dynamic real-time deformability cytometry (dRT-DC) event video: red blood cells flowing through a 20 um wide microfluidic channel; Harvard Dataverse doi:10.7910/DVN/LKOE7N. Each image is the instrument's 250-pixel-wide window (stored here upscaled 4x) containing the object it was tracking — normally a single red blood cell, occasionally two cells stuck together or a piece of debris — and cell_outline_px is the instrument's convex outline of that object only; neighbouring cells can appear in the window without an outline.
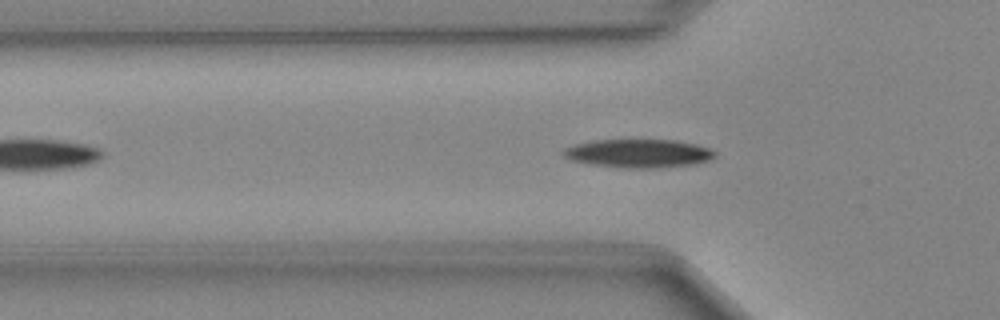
{"species": "Egyptian fruit bat (a non-hibernating species)", "species_latin": "Rousettus aegyptiacus", "temperature_condition": "cold", "stored_images_in_passage": 35, "camera_frame_rate_fps": 3000, "um_per_image_px": 0.085, "animal": {"sex": "female"}, "frame": {"image": 1, "passage_image": 9, "time_ms": 2.667, "image_size_px": [1000, 320], "cell_outline_px": [[716, 156], [708, 160], [692, 164], [656, 168], [616, 168], [592, 164], [572, 160], [564, 156], [560, 152], [564, 148], [576, 144], [596, 140], [676, 140], [696, 144], [708, 148], [716, 152]], "centroid_in_image_um": [54.26, 13.04], "position_along_channel_um": 71.5, "area_um2": 25.09}}
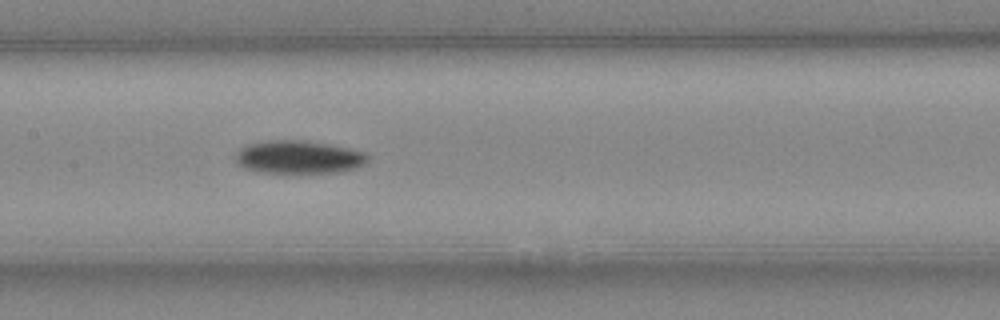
{"frame": {"image": 2, "passage_image": 17, "time_ms": 5.333, "image_size_px": [1000, 320], "cell_outline_px": [[368, 160], [364, 164], [356, 168], [336, 172], [260, 172], [244, 168], [236, 164], [236, 152], [240, 148], [248, 144], [268, 140], [304, 140], [328, 144], [364, 152], [368, 156]], "centroid_in_image_um": [25.35, 13.34], "position_along_channel_um": 182.1, "area_um2": 25.26}}
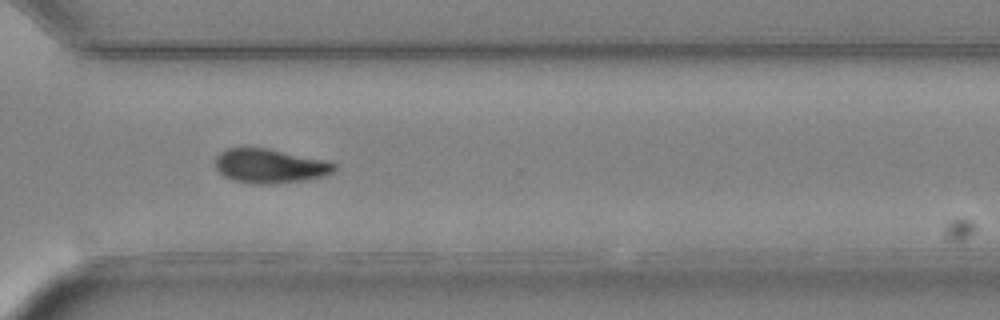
{"frame": {"image": 3, "passage_image": 29, "time_ms": 9.333, "image_size_px": [1000, 320], "cell_outline_px": [[336, 168], [332, 172], [324, 176], [308, 180], [268, 184], [252, 184], [232, 180], [224, 176], [216, 168], [216, 156], [220, 152], [228, 148], [268, 148], [328, 160], [336, 164]], "centroid_in_image_um": [22.97, 14.11], "position_along_channel_um": 347.6, "area_um2": 23.93}}